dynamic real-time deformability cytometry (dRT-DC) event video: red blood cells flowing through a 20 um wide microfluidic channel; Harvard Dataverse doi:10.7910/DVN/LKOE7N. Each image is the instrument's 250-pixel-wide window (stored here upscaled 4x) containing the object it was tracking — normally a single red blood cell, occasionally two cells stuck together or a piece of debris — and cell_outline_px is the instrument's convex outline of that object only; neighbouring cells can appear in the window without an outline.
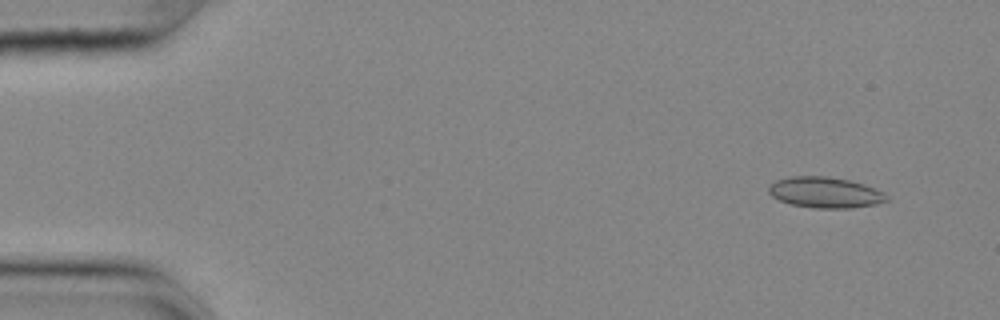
{"species": "common noctule bat (a hibernating species)", "species_latin": "Nyctalus noctula", "temperature_condition": "cold", "stored_images_in_passage": 56, "camera_frame_rate_fps": 3000, "um_per_image_px": 0.085, "animal": {"sex": "female", "body_mass_g": 25.1}, "frame": {"image": 1, "passage_image": 5, "time_ms": 1.333, "image_size_px": [1000, 320], "cell_outline_px": [[888, 200], [876, 204], [852, 208], [812, 208], [792, 204], [780, 200], [772, 196], [768, 192], [768, 188], [776, 180], [792, 176], [828, 176], [848, 180], [864, 184], [884, 192], [888, 196]], "centroid_in_image_um": [70.15, 16.36], "position_along_channel_um": 14.8, "area_um2": 21.15}}
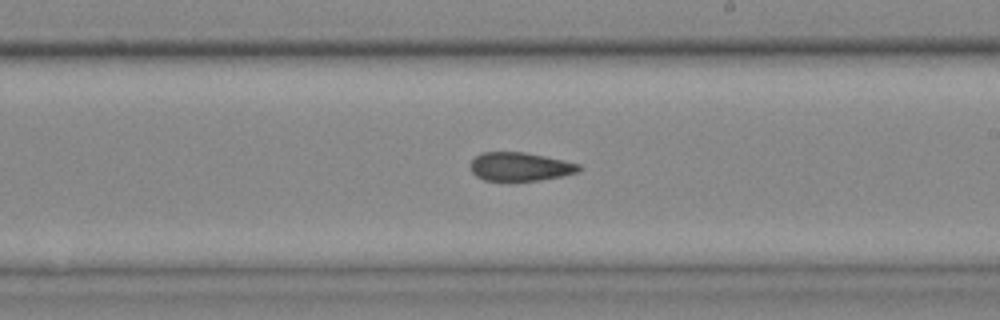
{"frame": {"image": 2, "passage_image": 33, "time_ms": 10.667, "image_size_px": [1000, 320], "cell_outline_px": [[584, 168], [576, 172], [560, 176], [540, 180], [484, 180], [476, 176], [472, 172], [472, 160], [480, 152], [524, 152], [564, 160], [580, 164]], "centroid_in_image_um": [44.22, 14.15], "position_along_channel_um": 244.8, "area_um2": 17.86}}
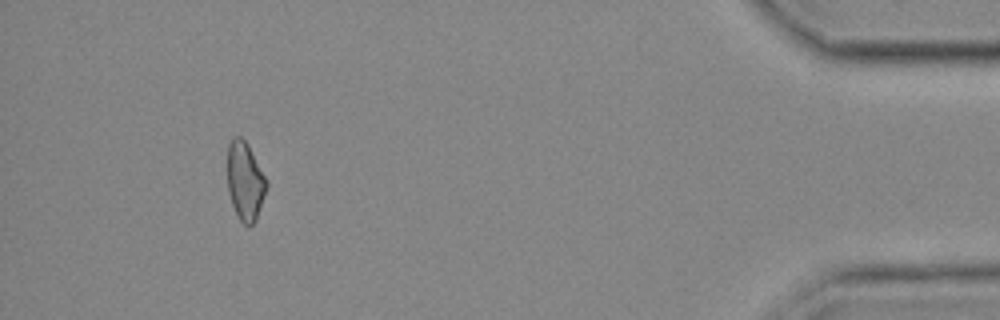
{"frame": {"image": 3, "passage_image": 52, "time_ms": 17.0, "image_size_px": [1000, 320], "cell_outline_px": [[268, 188], [256, 220], [252, 224], [244, 224], [240, 220], [232, 204], [228, 192], [228, 144], [232, 136], [240, 136], [248, 144], [268, 180]], "centroid_in_image_um": [20.85, 15.37], "position_along_channel_um": 414.3, "area_um2": 18.03}, "authors_computed_cell_mechanics": {"area_um2": 19.1896, "velocity_mm_per_s": 3.6582, "shape_relaxation_time_tau1_ms": null, "shape_relaxation_time_tau2_ms": 4.0696, "deformation_change_tau1": null, "deformation_change_tau2": 0.1101}}